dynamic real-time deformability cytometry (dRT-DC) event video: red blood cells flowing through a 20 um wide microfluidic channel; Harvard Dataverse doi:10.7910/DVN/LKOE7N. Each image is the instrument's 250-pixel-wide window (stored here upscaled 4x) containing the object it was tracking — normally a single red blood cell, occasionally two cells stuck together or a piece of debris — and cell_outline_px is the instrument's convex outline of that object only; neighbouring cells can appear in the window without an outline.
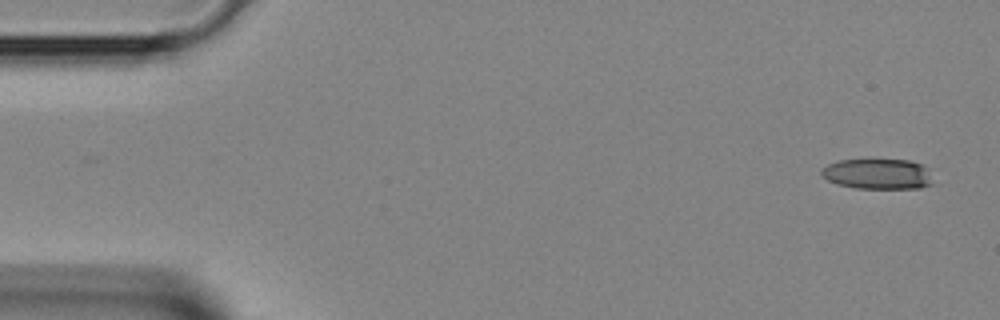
{"species": "Egyptian fruit bat (a non-hibernating species)", "species_latin": "Rousettus aegyptiacus", "temperature_condition": "room temperature", "stored_images_in_passage": 4, "camera_frame_rate_fps": 3000, "um_per_image_px": 0.085, "animal": {"sex": "female"}, "frame": {"image": 1, "passage_image": 1, "time_ms": 0.0, "image_size_px": [1000, 320], "cell_outline_px": [[932, 184], [920, 188], [856, 188], [836, 184], [820, 176], [820, 168], [828, 164], [840, 160], [908, 160], [920, 164], [928, 168]], "centroid_in_image_um": [74.56, 14.79], "position_along_channel_um": 10.4, "area_um2": 19.77}}
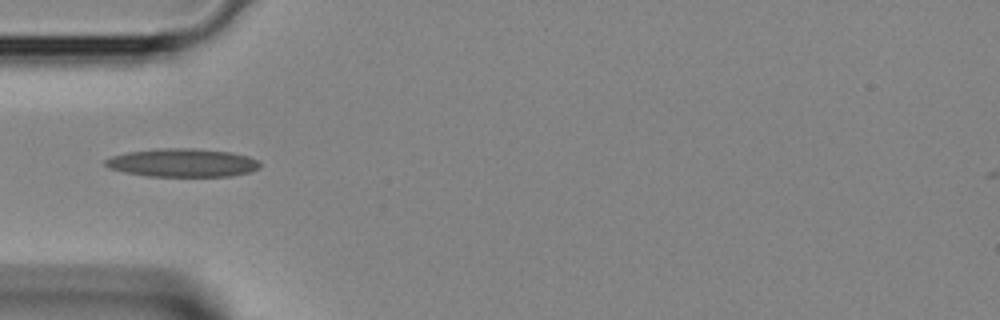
{"frame": {"image": 2, "passage_image": 4, "time_ms": 1.0, "image_size_px": [1000, 320], "cell_outline_px": [[260, 168], [252, 172], [232, 176], [148, 176], [124, 172], [108, 168], [104, 164], [104, 160], [112, 156], [128, 152], [164, 148], [192, 148], [232, 152], [248, 156], [256, 160], [260, 164]], "centroid_in_image_um": [15.53, 13.84], "position_along_channel_um": 69.5, "area_um2": 25.55}}